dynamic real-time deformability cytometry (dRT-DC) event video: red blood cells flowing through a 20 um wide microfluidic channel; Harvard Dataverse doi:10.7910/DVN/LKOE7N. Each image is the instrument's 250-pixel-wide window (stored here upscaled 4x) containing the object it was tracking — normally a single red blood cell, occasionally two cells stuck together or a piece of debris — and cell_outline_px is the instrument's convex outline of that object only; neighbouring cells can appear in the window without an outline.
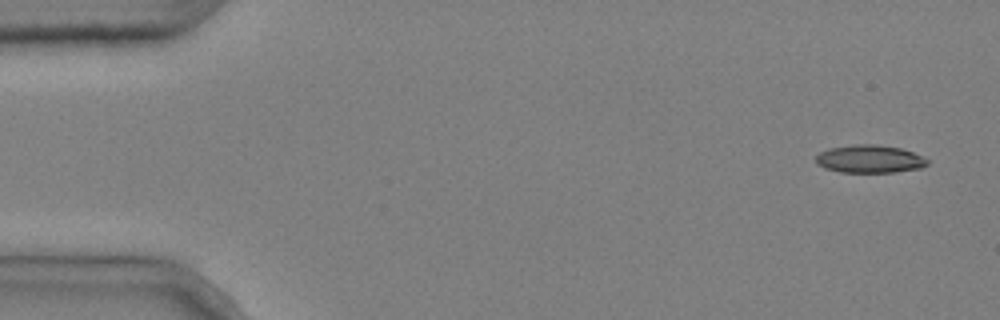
{"species": "common noctule bat (a hibernating species)", "species_latin": "Nyctalus noctula", "temperature_condition": "cold", "stored_images_in_passage": 7, "camera_frame_rate_fps": 3000, "um_per_image_px": 0.085, "animal": {"sex": "male", "body_mass_g": 20.4}, "frame": {"image": 1, "passage_image": 1, "time_ms": 0.0, "image_size_px": [1000, 320], "cell_outline_px": [[928, 164], [920, 168], [896, 172], [840, 172], [824, 168], [816, 164], [816, 156], [820, 152], [828, 148], [852, 144], [876, 144], [900, 148], [912, 152], [928, 160]], "centroid_in_image_um": [73.88, 13.51], "position_along_channel_um": 11.1, "area_um2": 18.15}}
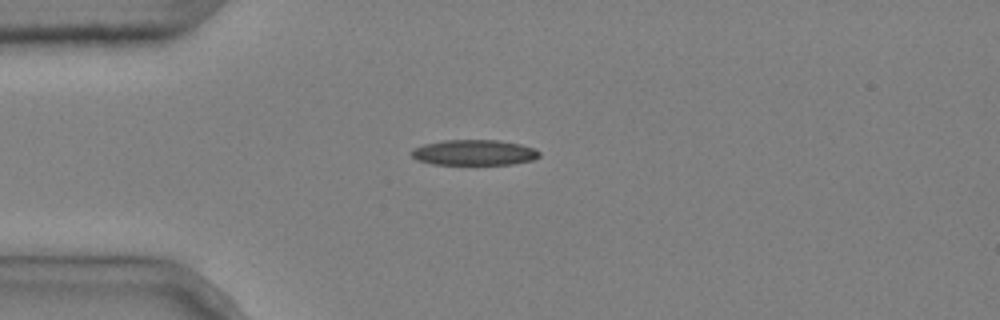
{"frame": {"image": 2, "passage_image": 4, "time_ms": 1.0, "image_size_px": [1000, 320], "cell_outline_px": [[540, 156], [532, 160], [512, 164], [432, 164], [416, 160], [412, 156], [412, 148], [424, 144], [444, 140], [500, 140], [520, 144], [536, 148], [540, 152]], "centroid_in_image_um": [40.31, 12.96], "position_along_channel_um": 44.7, "area_um2": 19.07}}